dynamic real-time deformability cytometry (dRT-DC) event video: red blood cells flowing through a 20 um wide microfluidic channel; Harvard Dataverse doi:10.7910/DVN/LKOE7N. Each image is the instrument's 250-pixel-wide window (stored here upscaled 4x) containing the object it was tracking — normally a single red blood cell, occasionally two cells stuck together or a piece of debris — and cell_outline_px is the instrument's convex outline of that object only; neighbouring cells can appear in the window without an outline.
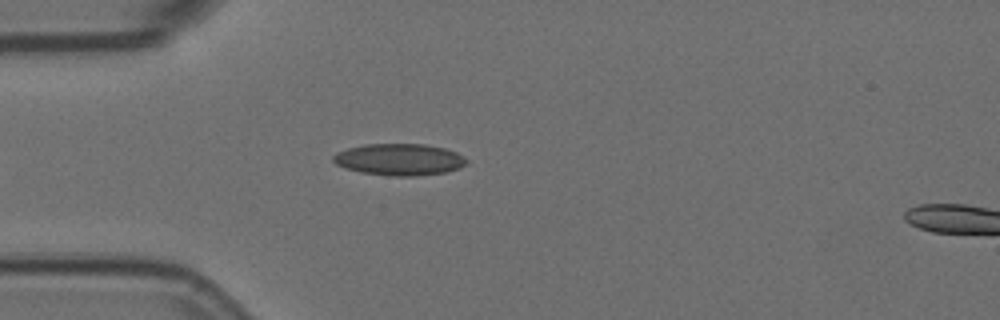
{"species": "Egyptian fruit bat (a non-hibernating species)", "species_latin": "Rousettus aegyptiacus", "temperature_condition": "room temperature", "stored_images_in_passage": 45, "camera_frame_rate_fps": 3000, "um_per_image_px": 0.085, "animal": {"sex": "female"}, "frame": {"image": 1, "passage_image": 7, "time_ms": 2.0, "image_size_px": [1000, 320], "cell_outline_px": [[468, 164], [460, 168], [448, 172], [416, 176], [392, 176], [360, 172], [344, 168], [336, 164], [332, 160], [332, 156], [336, 152], [348, 148], [364, 144], [424, 144], [444, 148], [456, 152], [464, 156], [468, 160]], "centroid_in_image_um": [33.96, 13.56], "position_along_channel_um": 51.0, "area_um2": 24.91}}
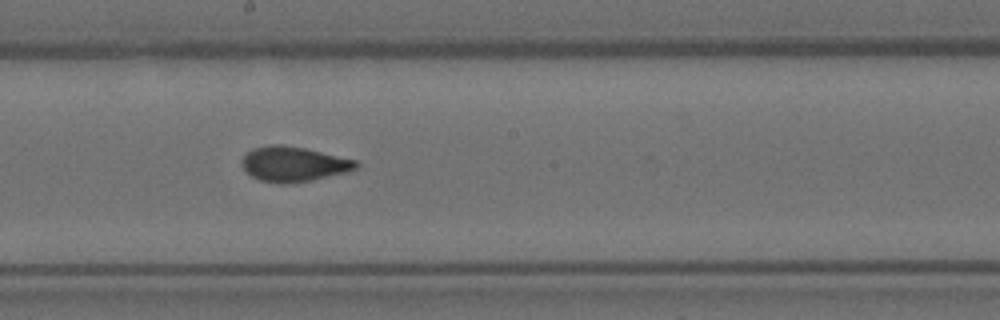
{"frame": {"image": 2, "passage_image": 22, "time_ms": 7.0, "image_size_px": [1000, 320], "cell_outline_px": [[360, 164], [356, 168], [344, 172], [312, 180], [288, 184], [280, 184], [260, 180], [252, 176], [240, 164], [244, 156], [252, 148], [268, 144], [280, 144], [304, 148], [356, 160]], "centroid_in_image_um": [24.92, 13.94], "position_along_channel_um": 223.3, "area_um2": 23.12}}
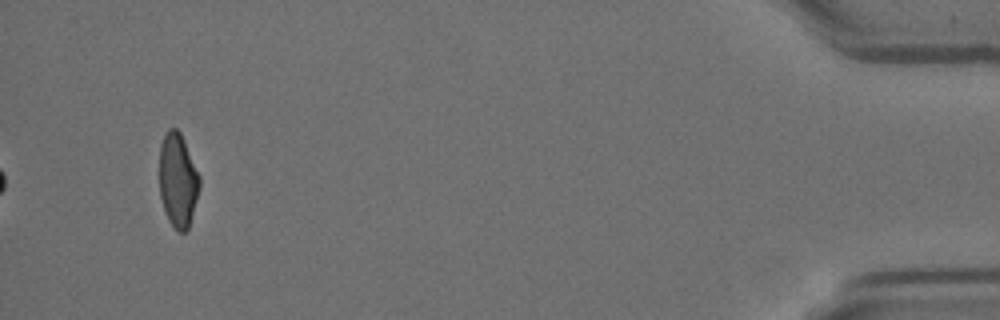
{"frame": {"image": 3, "passage_image": 45, "time_ms": 14.667, "image_size_px": [1000, 320], "cell_outline_px": [[200, 184], [188, 228], [184, 232], [176, 232], [168, 220], [160, 196], [160, 144], [164, 132], [168, 128], [176, 128], [180, 132], [184, 140], [200, 176]], "centroid_in_image_um": [15.1, 15.29], "position_along_channel_um": 420.1, "area_um2": 21.91}, "authors_computed_cell_mechanics": {"area_um2": 22.9466, "velocity_mm_per_s": 3.6043, "shape_relaxation_time_tau1_ms": 8.7431, "shape_relaxation_time_tau2_ms": 1.3746, "deformation_change_tau1": 0.1875, "deformation_change_tau2": 0.0645}}